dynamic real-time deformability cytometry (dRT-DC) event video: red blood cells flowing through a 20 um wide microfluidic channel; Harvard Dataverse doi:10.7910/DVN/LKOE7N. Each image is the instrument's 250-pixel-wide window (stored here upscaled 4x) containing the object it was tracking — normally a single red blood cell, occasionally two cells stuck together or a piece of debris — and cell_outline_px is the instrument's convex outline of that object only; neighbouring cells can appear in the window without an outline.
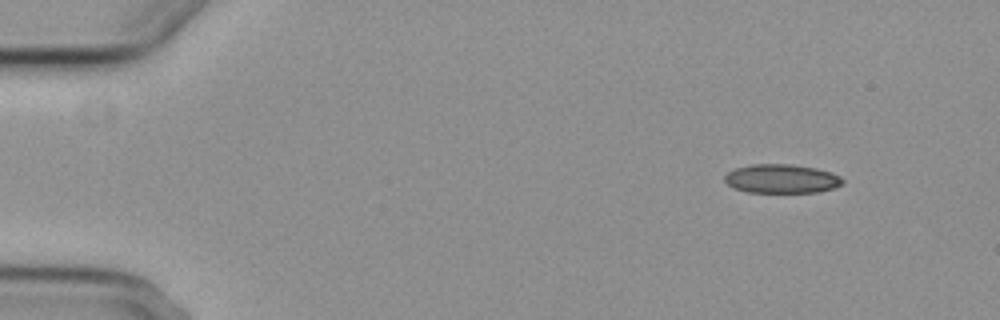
{"species": "common noctule bat (a hibernating species)", "species_latin": "Nyctalus noctula", "temperature_condition": "cold", "stored_images_in_passage": 4, "camera_frame_rate_fps": 3000, "um_per_image_px": 0.085, "animal": {"sex": "female", "body_mass_g": 29.2, "forearm_length_mm": 56.3}, "frame": {"image": 1, "passage_image": 1, "time_ms": 0.0, "image_size_px": [1000, 320], "cell_outline_px": [[844, 184], [836, 188], [820, 192], [748, 192], [732, 188], [724, 180], [724, 176], [728, 172], [736, 168], [752, 164], [792, 164], [816, 168], [832, 172], [840, 176], [844, 180]], "centroid_in_image_um": [66.48, 15.19], "position_along_channel_um": 18.5, "area_um2": 20.11}}
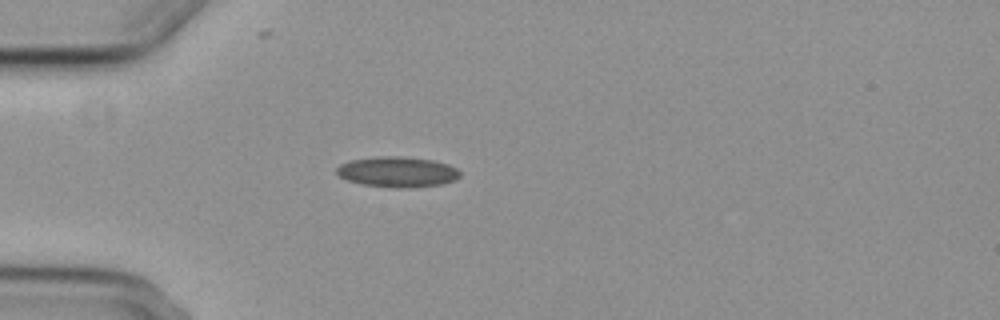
{"frame": {"image": 2, "passage_image": 4, "time_ms": 3.333, "image_size_px": [1000, 320], "cell_outline_px": [[460, 176], [456, 180], [440, 184], [408, 188], [396, 188], [360, 184], [348, 180], [340, 176], [336, 172], [336, 168], [340, 164], [352, 160], [380, 156], [400, 156], [432, 160], [448, 164], [456, 168], [460, 172]], "centroid_in_image_um": [33.79, 14.61], "position_along_channel_um": 51.2, "area_um2": 21.85}}